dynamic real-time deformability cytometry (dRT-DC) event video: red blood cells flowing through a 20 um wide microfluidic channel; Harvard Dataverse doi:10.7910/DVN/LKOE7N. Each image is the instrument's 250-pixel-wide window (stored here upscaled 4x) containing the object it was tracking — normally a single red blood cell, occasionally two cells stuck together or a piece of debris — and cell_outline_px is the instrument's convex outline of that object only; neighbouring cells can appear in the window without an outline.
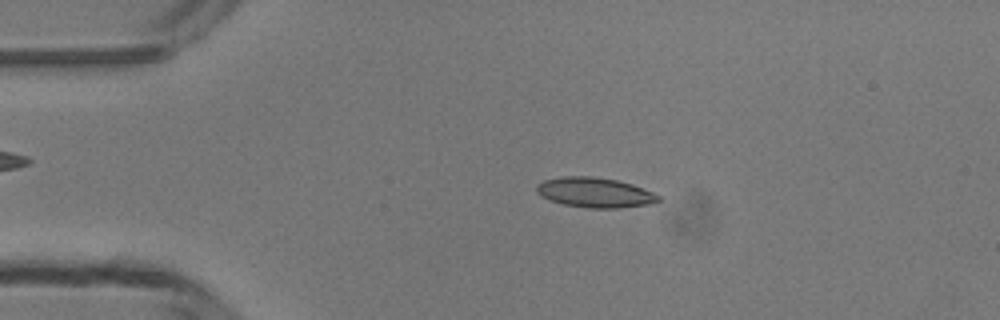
{"species": "common noctule bat (a hibernating species)", "species_latin": "Nyctalus noctula", "temperature_condition": "room temperature", "stored_images_in_passage": 50, "camera_frame_rate_fps": 3000, "um_per_image_px": 0.085, "animal": {"sex": "male", "body_mass_g": 13.3}, "frame": {"image": 1, "passage_image": 10, "time_ms": 3.0, "image_size_px": [1000, 320], "cell_outline_px": [[660, 200], [648, 204], [616, 208], [588, 208], [564, 204], [540, 196], [536, 192], [536, 184], [544, 180], [560, 176], [592, 176], [616, 180], [632, 184], [652, 192], [660, 196]], "centroid_in_image_um": [50.52, 16.35], "position_along_channel_um": 34.5, "area_um2": 21.15}}
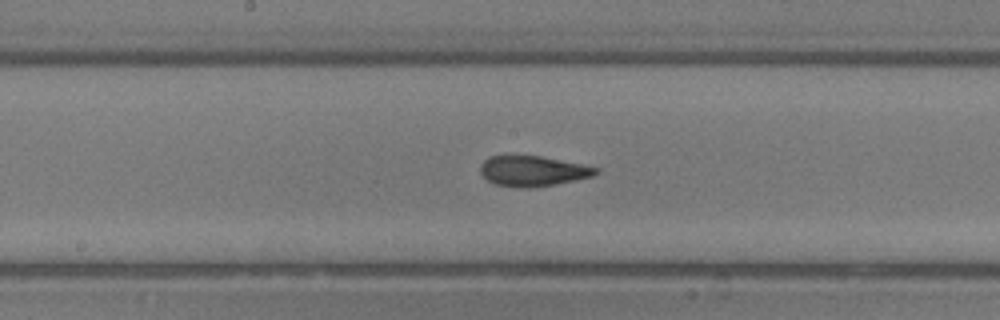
{"frame": {"image": 2, "passage_image": 25, "time_ms": 8.0, "image_size_px": [1000, 320], "cell_outline_px": [[600, 172], [592, 176], [576, 180], [556, 184], [532, 188], [520, 188], [496, 184], [488, 180], [480, 172], [480, 164], [488, 156], [540, 156], [600, 168]], "centroid_in_image_um": [45.29, 14.54], "position_along_channel_um": 202.9, "area_um2": 20.35}}
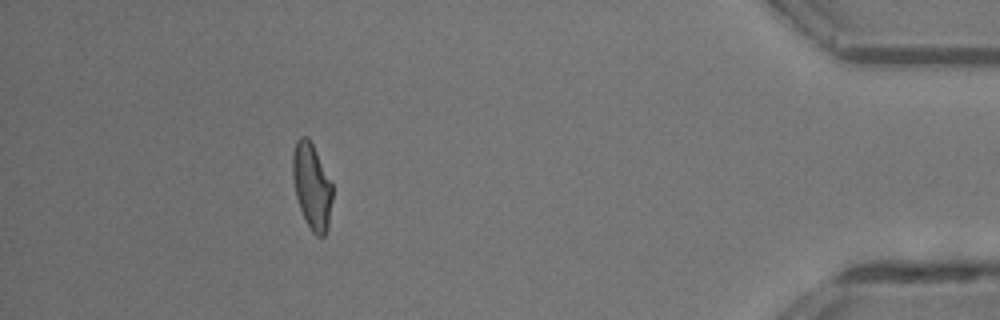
{"frame": {"image": 3, "passage_image": 44, "time_ms": 14.333, "image_size_px": [1000, 320], "cell_outline_px": [[332, 200], [328, 228], [324, 236], [316, 236], [312, 232], [300, 208], [296, 196], [292, 176], [292, 152], [296, 140], [300, 136], [308, 136], [332, 184]], "centroid_in_image_um": [26.49, 15.81], "position_along_channel_um": 408.7, "area_um2": 19.77}, "authors_computed_cell_mechanics": {"area_um2": 20.4034, "velocity_mm_per_s": 4.1613, "shape_relaxation_time_tau1_ms": 5.3464, "shape_relaxation_time_tau2_ms": 1.449, "deformation_change_tau1": 0.1746, "deformation_change_tau2": 0.0758}}